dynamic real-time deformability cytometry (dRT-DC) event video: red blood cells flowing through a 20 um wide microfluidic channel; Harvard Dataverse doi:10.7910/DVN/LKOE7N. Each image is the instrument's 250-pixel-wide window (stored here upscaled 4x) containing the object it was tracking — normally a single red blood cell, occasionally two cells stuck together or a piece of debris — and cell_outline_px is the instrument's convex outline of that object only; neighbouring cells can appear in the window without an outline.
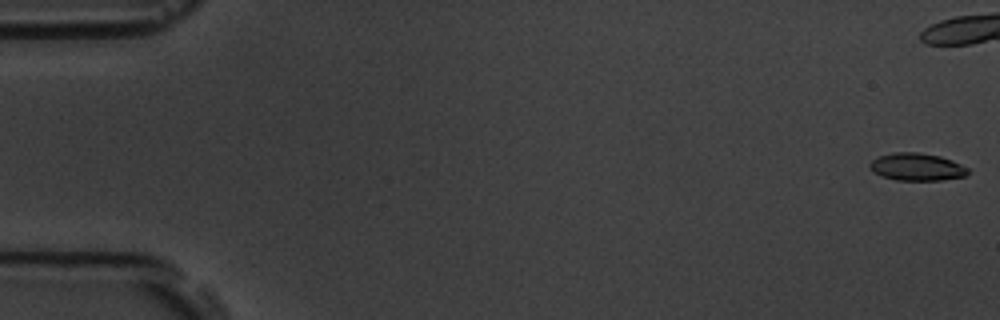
{"species": "common noctule bat (a hibernating species)", "species_latin": "Nyctalus noctula", "temperature_condition": "room temperature", "stored_images_in_passage": 44, "camera_frame_rate_fps": 3000, "um_per_image_px": 0.085, "animal": {"sex": "male", "body_mass_g": 19.5, "forearm_length_mm": 54.6}, "frame": {"image": 1, "passage_image": 1, "time_ms": 0.0, "image_size_px": [1000, 320], "cell_outline_px": [[968, 176], [940, 180], [896, 180], [880, 176], [872, 172], [868, 164], [872, 160], [880, 156], [892, 152], [916, 152], [940, 156], [952, 160], [968, 168]], "centroid_in_image_um": [77.91, 14.19], "position_along_channel_um": 7.1, "area_um2": 15.84}}